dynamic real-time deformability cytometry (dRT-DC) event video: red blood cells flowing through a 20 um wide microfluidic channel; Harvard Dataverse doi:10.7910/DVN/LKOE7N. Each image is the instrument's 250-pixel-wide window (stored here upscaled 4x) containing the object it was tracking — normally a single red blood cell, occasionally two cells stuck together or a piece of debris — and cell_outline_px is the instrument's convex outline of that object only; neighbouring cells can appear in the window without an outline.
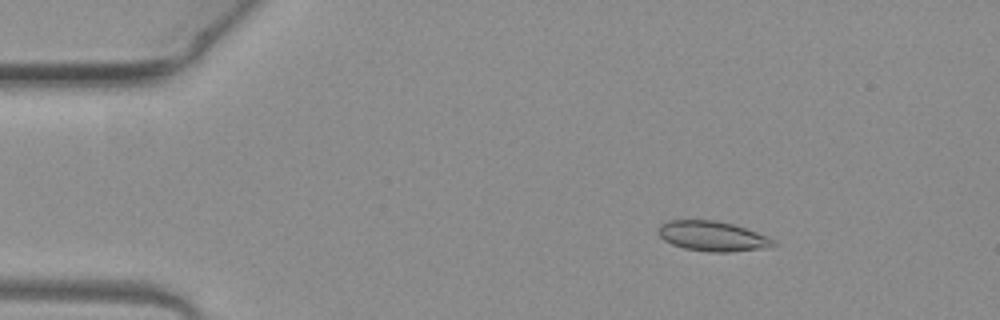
{"species": "common noctule bat (a hibernating species)", "species_latin": "Nyctalus noctula", "temperature_condition": "warm", "stored_images_in_passage": 52, "camera_frame_rate_fps": 3000, "um_per_image_px": 0.085, "animal": {"sex": "female", "body_mass_g": 19.3, "forearm_length_mm": 54.1}, "frame": {"image": 1, "passage_image": 8, "time_ms": 2.333, "image_size_px": [1000, 320], "cell_outline_px": [[776, 244], [768, 248], [728, 252], [712, 252], [684, 248], [672, 244], [664, 240], [656, 232], [660, 224], [668, 220], [716, 220], [732, 224], [768, 236], [776, 240]], "centroid_in_image_um": [60.56, 20.07], "position_along_channel_um": 24.4, "area_um2": 20.17}}
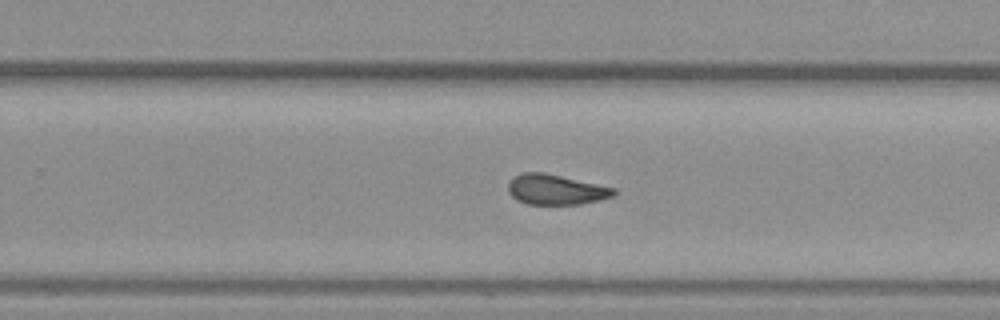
{"frame": {"image": 2, "passage_image": 33, "time_ms": 10.667, "image_size_px": [1000, 320], "cell_outline_px": [[616, 192], [612, 196], [600, 200], [580, 204], [528, 204], [516, 200], [508, 192], [508, 184], [512, 176], [524, 172], [544, 172], [616, 188]], "centroid_in_image_um": [47.22, 16.11], "position_along_channel_um": 282.6, "area_um2": 18.67}}
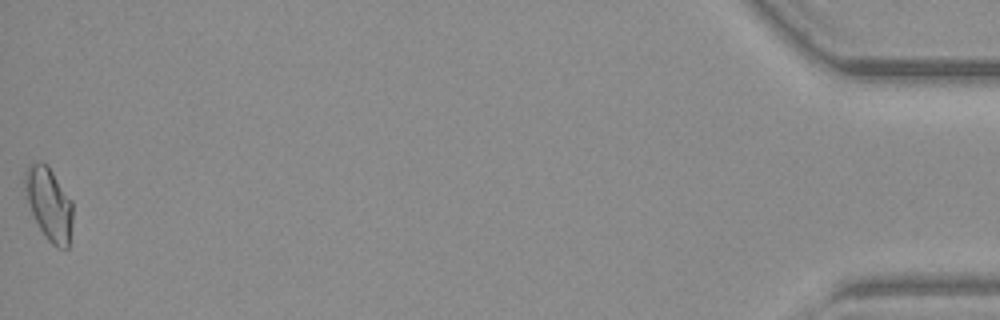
{"frame": {"image": 3, "passage_image": 52, "time_ms": 17.0, "image_size_px": [1000, 320], "cell_outline_px": [[72, 220], [68, 248], [56, 248], [44, 236], [32, 212], [24, 188], [24, 172], [28, 164], [40, 160], [48, 164], [72, 200]], "centroid_in_image_um": [4.16, 17.28], "position_along_channel_um": 431.0, "area_um2": 20.4}, "authors_computed_cell_mechanics": {"area_um2": 19.1318, "velocity_mm_per_s": 3.9707, "shape_relaxation_time_tau1_ms": 8.2931, "shape_relaxation_time_tau2_ms": 1.4625, "deformation_change_tau1": 0.2134, "deformation_change_tau2": 0.0753}}